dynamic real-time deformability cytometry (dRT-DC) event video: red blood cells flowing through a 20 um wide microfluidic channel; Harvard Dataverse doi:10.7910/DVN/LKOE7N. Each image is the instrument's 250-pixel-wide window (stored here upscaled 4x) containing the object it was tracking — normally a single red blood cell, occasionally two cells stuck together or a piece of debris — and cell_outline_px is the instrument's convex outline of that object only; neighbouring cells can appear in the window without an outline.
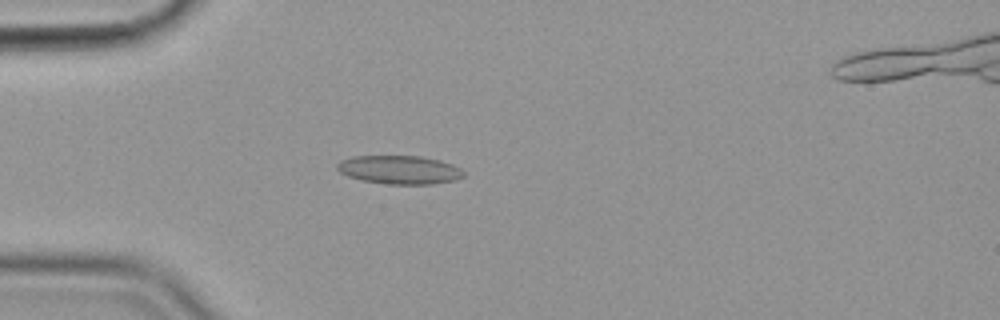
{"species": "common noctule bat (a hibernating species)", "species_latin": "Nyctalus noctula", "temperature_condition": "cold", "stored_images_in_passage": 56, "camera_frame_rate_fps": 3000, "um_per_image_px": 0.085, "animal": {"sex": "female", "body_mass_g": 19.9}, "frame": {"image": 1, "passage_image": 16, "time_ms": 5.0, "image_size_px": [1000, 320], "cell_outline_px": [[464, 176], [456, 180], [432, 184], [388, 184], [360, 180], [348, 176], [340, 172], [336, 168], [336, 164], [340, 160], [352, 156], [420, 156], [440, 160], [452, 164], [460, 168], [464, 172]], "centroid_in_image_um": [33.94, 14.43], "position_along_channel_um": 51.1, "area_um2": 21.15}}
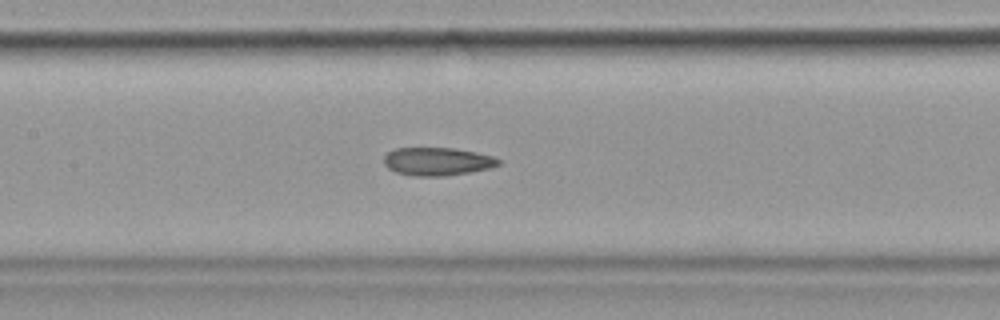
{"frame": {"image": 2, "passage_image": 27, "time_ms": 8.667, "image_size_px": [1000, 320], "cell_outline_px": [[500, 164], [488, 168], [468, 172], [444, 176], [412, 176], [396, 172], [388, 168], [384, 164], [384, 156], [388, 152], [396, 148], [452, 148], [476, 152], [492, 156], [500, 160]], "centroid_in_image_um": [37.14, 13.72], "position_along_channel_um": 170.3, "area_um2": 18.61}}
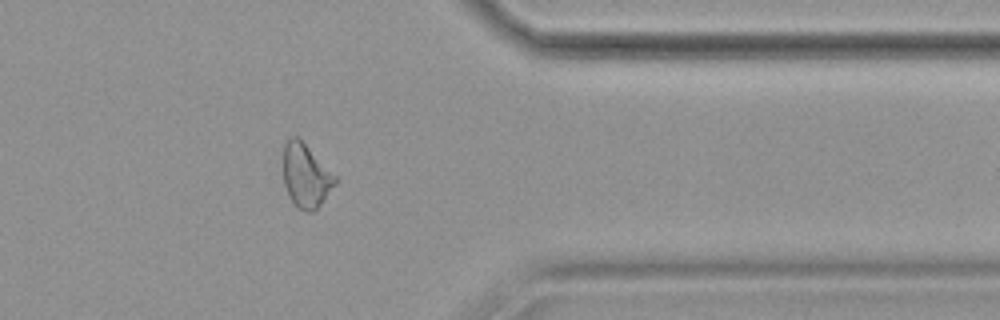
{"frame": {"image": 3, "passage_image": 46, "time_ms": 15.0, "image_size_px": [1000, 320], "cell_outline_px": [[340, 180], [320, 204], [312, 212], [304, 212], [296, 208], [288, 196], [284, 184], [284, 144], [292, 136], [296, 136]], "centroid_in_image_um": [26.0, 14.99], "position_along_channel_um": 385.4, "area_um2": 19.07}, "authors_computed_cell_mechanics": {"area_um2": 19.4786, "velocity_mm_per_s": 3.5775, "shape_relaxation_time_tau1_ms": 6.9067, "shape_relaxation_time_tau2_ms": 4.8431, "deformation_change_tau1": 0.1625, "deformation_change_tau2": 0.1487}}